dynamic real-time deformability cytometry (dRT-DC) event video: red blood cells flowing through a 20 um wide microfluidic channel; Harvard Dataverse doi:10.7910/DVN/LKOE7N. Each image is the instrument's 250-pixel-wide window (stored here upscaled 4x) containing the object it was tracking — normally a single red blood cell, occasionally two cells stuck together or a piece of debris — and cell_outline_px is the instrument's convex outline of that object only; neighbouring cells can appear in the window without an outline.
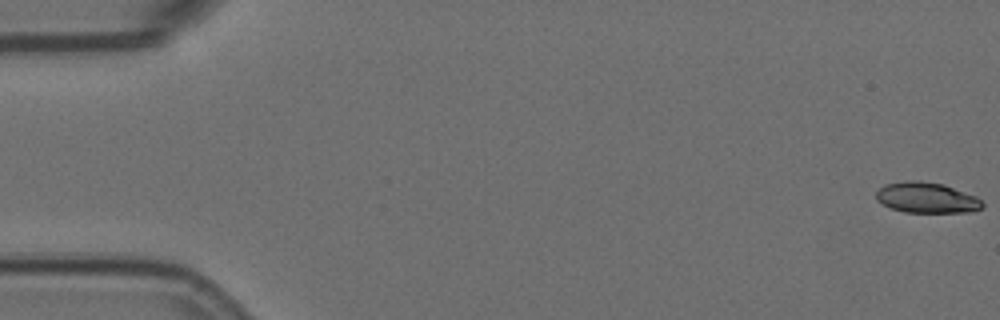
{"species": "Egyptian fruit bat (a non-hibernating species)", "species_latin": "Rousettus aegyptiacus", "temperature_condition": "room temperature", "stored_images_in_passage": 6, "camera_frame_rate_fps": 3000, "um_per_image_px": 0.085, "animal": {"sex": "female"}, "frame": {"image": 1, "passage_image": 1, "time_ms": 0.0, "image_size_px": [1000, 320], "cell_outline_px": [[984, 208], [968, 212], [904, 212], [880, 204], [876, 200], [876, 192], [884, 184], [908, 180], [920, 180], [944, 184], [976, 196], [984, 204]], "centroid_in_image_um": [78.75, 16.8], "position_along_channel_um": 6.2, "area_um2": 19.13}}
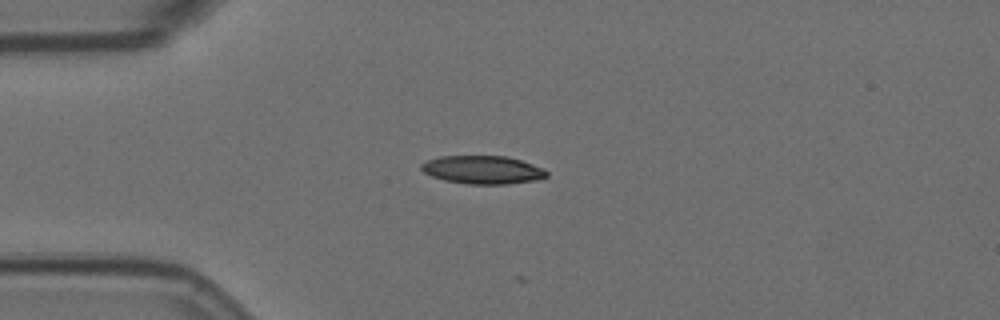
{"frame": {"image": 2, "passage_image": 5, "time_ms": 1.333, "image_size_px": [1000, 320], "cell_outline_px": [[548, 176], [536, 180], [508, 184], [468, 184], [444, 180], [432, 176], [424, 172], [420, 168], [420, 164], [424, 160], [440, 156], [504, 156], [520, 160], [544, 168], [548, 172]], "centroid_in_image_um": [41.0, 14.43], "position_along_channel_um": 44.0, "area_um2": 20.69}}